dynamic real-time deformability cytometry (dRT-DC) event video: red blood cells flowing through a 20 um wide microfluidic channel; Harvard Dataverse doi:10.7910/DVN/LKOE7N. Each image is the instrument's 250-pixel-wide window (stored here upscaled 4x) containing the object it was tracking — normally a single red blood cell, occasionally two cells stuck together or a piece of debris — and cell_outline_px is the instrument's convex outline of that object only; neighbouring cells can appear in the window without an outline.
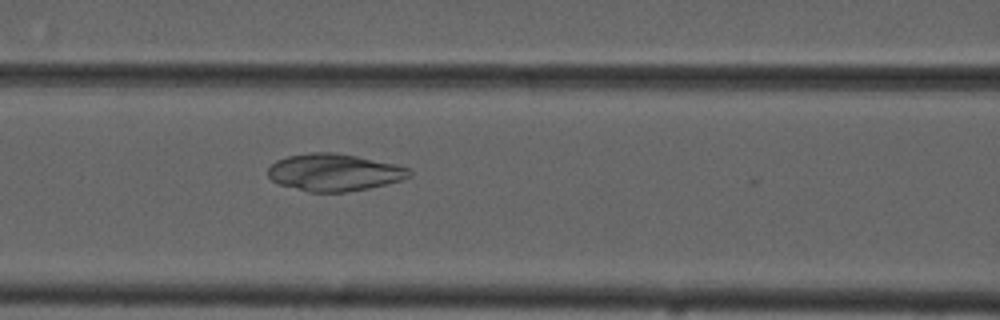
{"species": "common noctule bat (a hibernating species)", "species_latin": "Nyctalus noctula", "temperature_condition": "cold", "stored_images_in_passage": 17, "camera_frame_rate_fps": 3000, "um_per_image_px": 0.085, "animal": {"sex": "male", "forearm_length_mm": 52.5}, "frame": {"image": 1, "passage_image": 7, "time_ms": 2.0, "image_size_px": [1000, 320], "cell_outline_px": [[412, 176], [400, 180], [368, 188], [344, 192], [308, 192], [276, 184], [268, 176], [268, 168], [276, 160], [288, 156], [312, 152], [332, 152], [356, 156], [396, 164], [408, 168], [412, 172]], "centroid_in_image_um": [28.37, 14.65], "position_along_channel_um": 138.2, "area_um2": 30.63}}
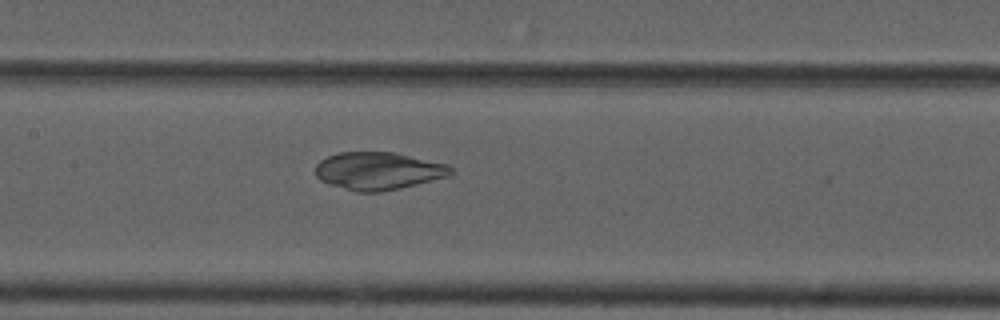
{"frame": {"image": 2, "passage_image": 10, "time_ms": 3.0, "image_size_px": [1000, 320], "cell_outline_px": [[452, 172], [448, 176], [400, 188], [380, 192], [356, 192], [328, 184], [320, 180], [316, 176], [316, 164], [320, 160], [328, 156], [340, 152], [392, 152], [448, 164], [452, 168]], "centroid_in_image_um": [32.12, 14.53], "position_along_channel_um": 175.3, "area_um2": 29.59}}
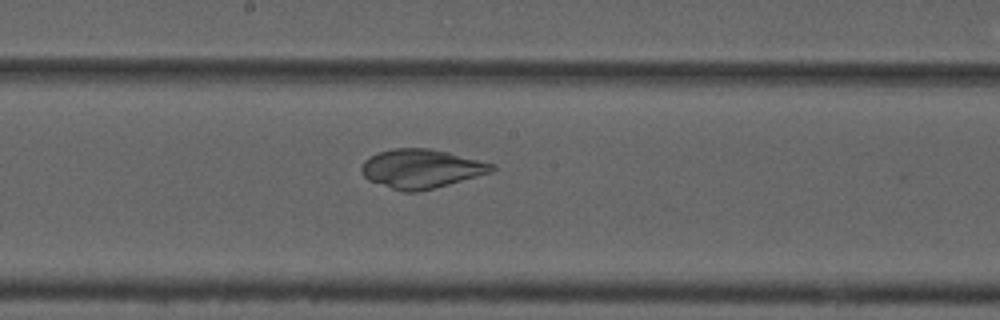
{"frame": {"image": 3, "passage_image": 13, "time_ms": 4.0, "image_size_px": [1000, 320], "cell_outline_px": [[496, 168], [492, 172], [448, 184], [416, 192], [404, 192], [368, 180], [360, 172], [360, 168], [364, 160], [380, 152], [392, 148], [432, 148], [496, 164]], "centroid_in_image_um": [35.81, 14.33], "position_along_channel_um": 212.4, "area_um2": 29.48}}